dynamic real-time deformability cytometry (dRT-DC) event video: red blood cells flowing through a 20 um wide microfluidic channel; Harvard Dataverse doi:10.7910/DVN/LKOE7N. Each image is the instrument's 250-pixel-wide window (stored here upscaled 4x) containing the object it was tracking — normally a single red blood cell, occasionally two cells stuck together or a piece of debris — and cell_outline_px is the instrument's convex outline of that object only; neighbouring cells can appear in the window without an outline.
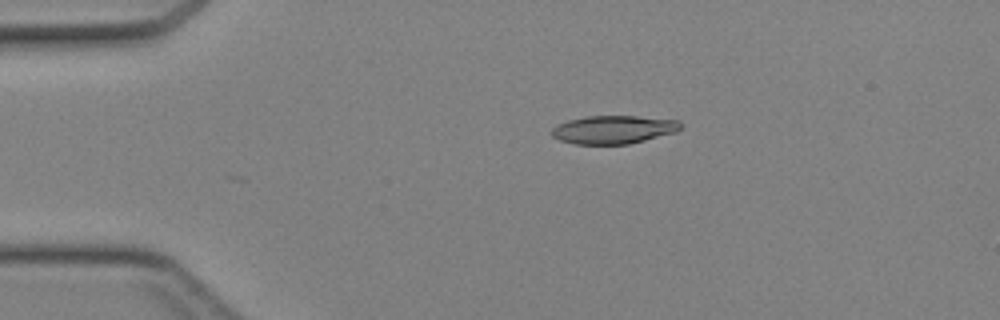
{"species": "Egyptian fruit bat (a non-hibernating species)", "species_latin": "Rousettus aegyptiacus", "temperature_condition": "cold", "stored_images_in_passage": 3, "camera_frame_rate_fps": 3000, "um_per_image_px": 0.085, "animal": {"sex": "female"}, "frame": {"image": 1, "passage_image": 2, "time_ms": 0.333, "image_size_px": [1000, 320], "cell_outline_px": [[680, 128], [676, 132], [628, 144], [576, 144], [560, 140], [552, 136], [552, 128], [556, 124], [568, 120], [588, 116], [636, 116], [680, 120]], "centroid_in_image_um": [52.13, 11.01], "position_along_channel_um": 32.9, "area_um2": 21.1}}